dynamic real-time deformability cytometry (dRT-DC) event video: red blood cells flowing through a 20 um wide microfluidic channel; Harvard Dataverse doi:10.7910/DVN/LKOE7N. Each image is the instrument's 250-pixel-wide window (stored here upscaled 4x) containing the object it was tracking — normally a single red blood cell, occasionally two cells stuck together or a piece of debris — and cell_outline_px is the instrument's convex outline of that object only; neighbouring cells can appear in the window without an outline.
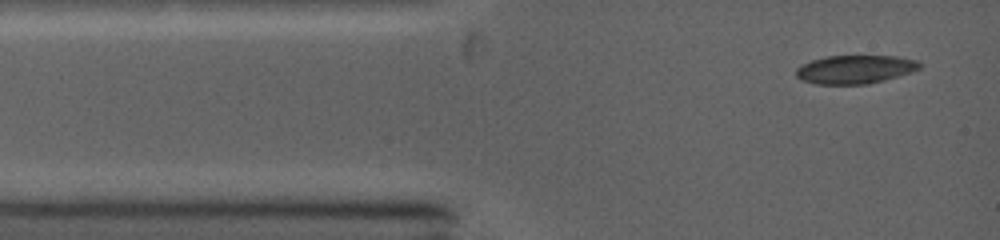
{"species": "common noctule bat (a hibernating species)", "species_latin": "Nyctalus noctula", "temperature_condition": "warm", "stored_images_in_passage": 34, "camera_frame_rate_fps": 5000, "um_per_image_px": 0.085, "animal": {"sex": "female", "body_mass_g": 19.0, "forearm_length_mm": 53.3}, "frame": {"image": 1, "passage_image": 1, "time_ms": 0.0, "image_size_px": [1000, 240], "cell_outline_px": [[920, 68], [912, 72], [884, 80], [864, 84], [816, 84], [800, 80], [796, 76], [796, 68], [812, 60], [828, 56], [896, 56], [916, 60], [920, 64]], "centroid_in_image_um": [72.67, 5.9], "position_along_channel_um": 12.3, "area_um2": 20.35}}
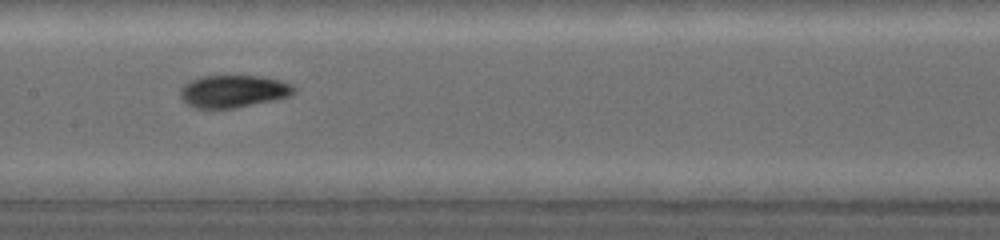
{"frame": {"image": 2, "passage_image": 14, "time_ms": 5.0, "image_size_px": [1000, 240], "cell_outline_px": [[296, 92], [292, 96], [276, 100], [236, 108], [192, 108], [180, 96], [180, 88], [184, 84], [192, 80], [204, 76], [260, 76], [280, 80], [292, 84], [296, 88]], "centroid_in_image_um": [19.89, 7.77], "position_along_channel_um": 187.5, "area_um2": 21.68}}
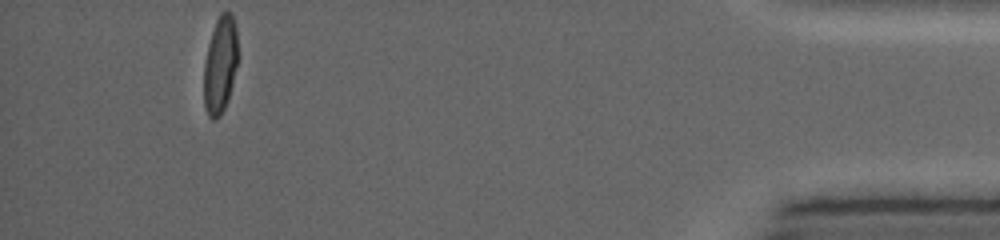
{"frame": {"image": 3, "passage_image": 34, "time_ms": 12.2, "image_size_px": [1000, 240], "cell_outline_px": [[236, 64], [232, 84], [228, 100], [220, 116], [216, 120], [212, 120], [208, 116], [204, 104], [204, 64], [208, 44], [216, 20], [220, 12], [232, 12], [236, 28]], "centroid_in_image_um": [18.69, 5.52], "position_along_channel_um": 416.5, "area_um2": 19.02}, "authors_computed_cell_mechanics": {"area_um2": 21.0103, "velocity_mm_per_s": 4.3099, "shape_relaxation_time_tau1_ms": 7.4709, "shape_relaxation_time_tau2_ms": 3.4143, "deformation_change_tau1": 0.2629, "deformation_change_tau2": 0.0547}}